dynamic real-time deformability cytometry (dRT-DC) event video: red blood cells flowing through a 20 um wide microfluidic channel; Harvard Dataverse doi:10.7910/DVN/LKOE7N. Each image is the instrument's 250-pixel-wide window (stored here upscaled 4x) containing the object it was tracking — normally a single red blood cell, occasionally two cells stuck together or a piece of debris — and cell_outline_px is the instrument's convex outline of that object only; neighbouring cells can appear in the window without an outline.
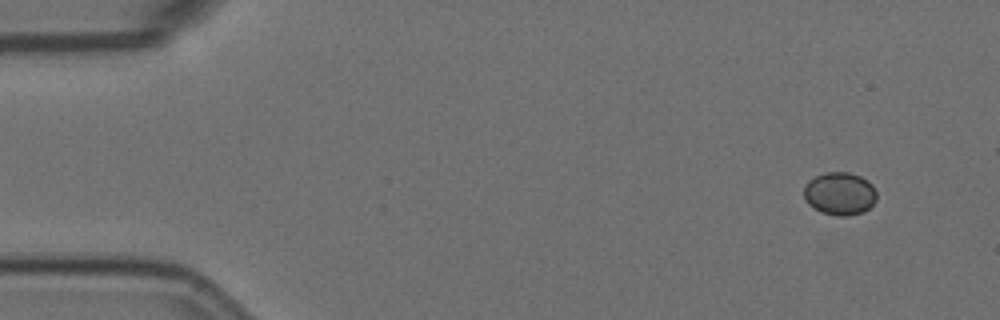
{"species": "Egyptian fruit bat (a non-hibernating species)", "species_latin": "Rousettus aegyptiacus", "temperature_condition": "room temperature", "stored_images_in_passage": 9, "camera_frame_rate_fps": 3000, "um_per_image_px": 0.085, "animal": {"sex": "female"}, "frame": {"image": 1, "passage_image": 1, "time_ms": 0.0, "image_size_px": [1000, 320], "cell_outline_px": [[876, 200], [864, 212], [848, 216], [836, 216], [824, 212], [808, 204], [804, 200], [804, 184], [808, 180], [824, 172], [848, 172], [860, 176], [868, 180], [872, 184], [876, 192]], "centroid_in_image_um": [71.37, 16.44], "position_along_channel_um": 13.6, "area_um2": 18.26}}
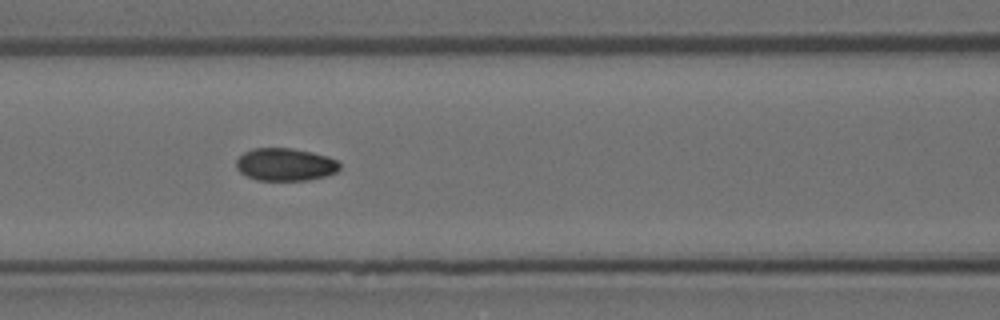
{"frame": {"image": 2, "passage_image": 7, "time_ms": 2.0, "image_size_px": [1000, 320], "cell_outline_px": [[340, 168], [336, 172], [324, 176], [308, 180], [256, 180], [240, 172], [236, 168], [236, 160], [244, 152], [252, 148], [292, 148], [312, 152], [328, 156], [336, 160], [340, 164]], "centroid_in_image_um": [24.24, 13.97], "position_along_channel_um": 142.4, "area_um2": 19.71}}
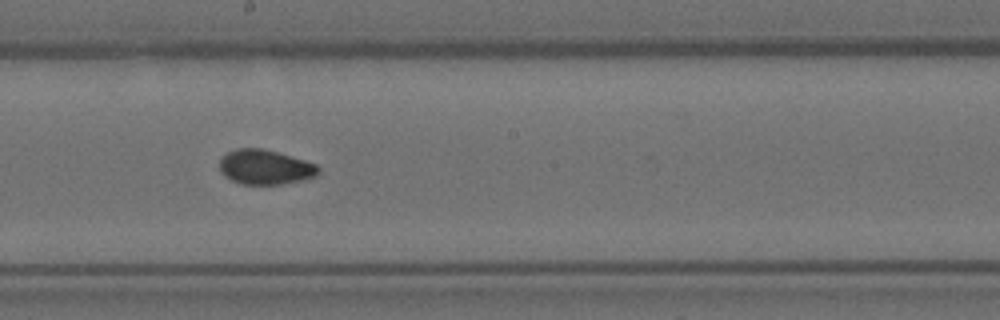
{"frame": {"image": 3, "passage_image": 9, "time_ms": 2.667, "image_size_px": [1000, 320], "cell_outline_px": [[320, 172], [316, 176], [300, 180], [280, 184], [240, 184], [224, 176], [220, 172], [220, 156], [236, 148], [264, 148], [304, 160], [316, 164], [320, 168]], "centroid_in_image_um": [22.51, 14.19], "position_along_channel_um": 225.7, "area_um2": 20.06}}